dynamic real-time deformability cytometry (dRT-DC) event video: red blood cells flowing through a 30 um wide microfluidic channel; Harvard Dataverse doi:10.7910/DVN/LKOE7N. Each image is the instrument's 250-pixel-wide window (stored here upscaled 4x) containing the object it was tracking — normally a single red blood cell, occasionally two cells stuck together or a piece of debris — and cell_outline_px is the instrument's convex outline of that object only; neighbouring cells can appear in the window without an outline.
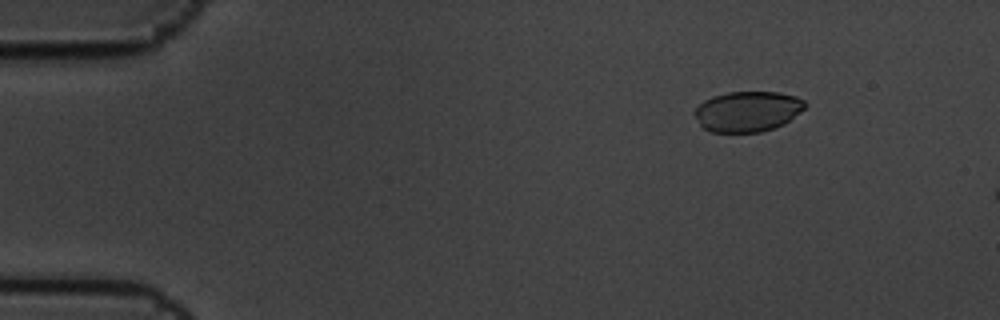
{"species": "common noctule bat (a hibernating species)", "species_latin": "Nyctalus noctula", "temperature_condition": "cold", "stored_images_in_passage": 5, "camera_frame_rate_fps": 3000, "um_per_image_px": 0.085, "animal": {"sex": "male", "body_mass_g": 19.5, "forearm_length_mm": 54.6}, "frame": {"image": 1, "passage_image": 3, "time_ms": 0.667, "image_size_px": [1000, 320], "cell_outline_px": [[808, 104], [800, 112], [784, 124], [760, 132], [708, 132], [700, 124], [692, 112], [704, 100], [712, 96], [728, 92], [780, 92], [796, 96], [804, 100]], "centroid_in_image_um": [63.54, 9.46], "position_along_channel_um": 21.5, "area_um2": 26.13}}